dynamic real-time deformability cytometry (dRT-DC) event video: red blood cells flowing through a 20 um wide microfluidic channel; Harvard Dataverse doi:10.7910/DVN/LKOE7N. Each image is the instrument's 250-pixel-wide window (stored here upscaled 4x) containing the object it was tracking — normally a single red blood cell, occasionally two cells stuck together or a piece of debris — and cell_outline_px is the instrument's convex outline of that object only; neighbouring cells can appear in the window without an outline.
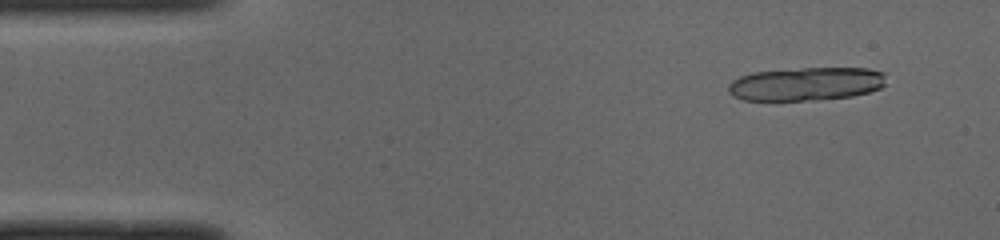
{"species": "common noctule bat (a hibernating species)", "species_latin": "Nyctalus noctula", "temperature_condition": "cold", "stored_images_in_passage": 15, "camera_frame_rate_fps": 3000, "um_per_image_px": 0.085, "animal": {"sex": "male", "body_mass_g": 19.0, "forearm_length_mm": 50.8}, "frame": {"image": 1, "passage_image": 4, "time_ms": 1.0, "image_size_px": [1000, 240], "cell_outline_px": [[884, 84], [880, 88], [868, 92], [852, 96], [812, 100], [744, 100], [732, 96], [728, 92], [728, 84], [732, 80], [740, 76], [752, 72], [804, 68], [868, 68], [884, 72]], "centroid_in_image_um": [68.49, 7.13], "position_along_channel_um": 16.5, "area_um2": 30.69}}